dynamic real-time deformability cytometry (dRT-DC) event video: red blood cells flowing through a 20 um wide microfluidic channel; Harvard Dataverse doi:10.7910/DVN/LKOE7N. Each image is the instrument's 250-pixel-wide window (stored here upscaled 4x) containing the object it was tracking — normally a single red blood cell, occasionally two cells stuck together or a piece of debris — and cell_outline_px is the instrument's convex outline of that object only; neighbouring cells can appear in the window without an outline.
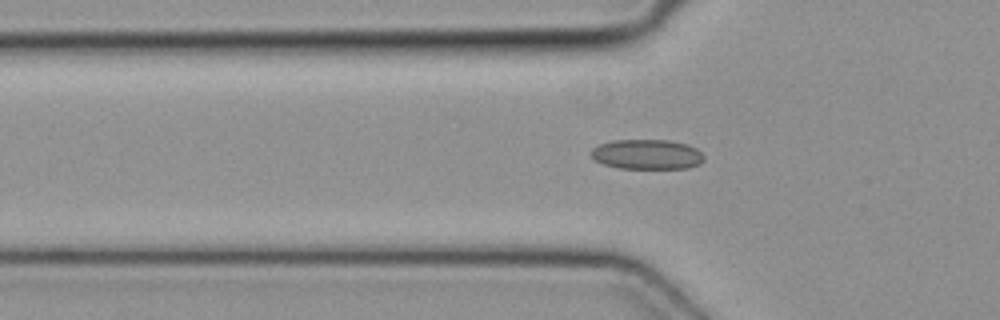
{"species": "common noctule bat (a hibernating species)", "species_latin": "Nyctalus noctula", "temperature_condition": "cold", "stored_images_in_passage": 40, "segment_of_instrument_passage": [1, 2], "camera_frame_rate_fps": 3000, "um_per_image_px": 0.085, "animal": {"sex": "female", "body_mass_g": 19.3, "forearm_length_mm": 54.1}, "frame": {"image": 1, "passage_image": 6, "time_ms": 1.667, "image_size_px": [1000, 320], "cell_outline_px": [[704, 160], [700, 164], [688, 168], [620, 168], [604, 164], [596, 160], [592, 156], [592, 148], [600, 144], [612, 140], [668, 140], [688, 144], [696, 148], [704, 156]], "centroid_in_image_um": [55.03, 13.11], "position_along_channel_um": 70.8, "area_um2": 19.59}}
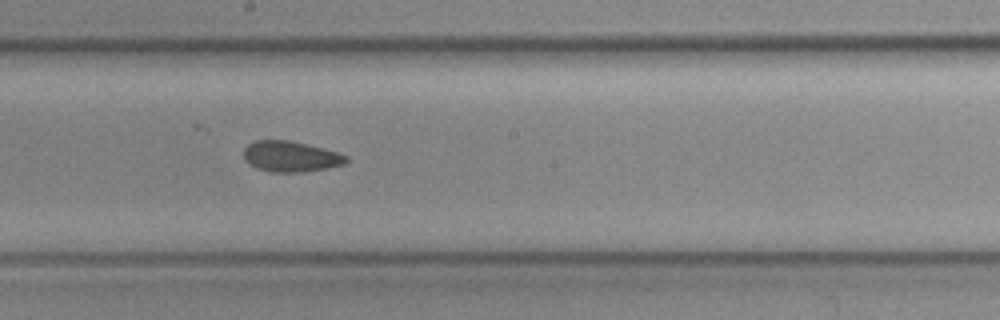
{"frame": {"image": 2, "passage_image": 17, "time_ms": 5.333, "image_size_px": [1000, 320], "cell_outline_px": [[348, 160], [344, 164], [324, 168], [300, 172], [272, 172], [256, 168], [244, 160], [244, 148], [248, 144], [256, 140], [288, 140], [308, 144], [324, 148], [348, 156]], "centroid_in_image_um": [24.68, 13.29], "position_along_channel_um": 223.5, "area_um2": 18.26}}
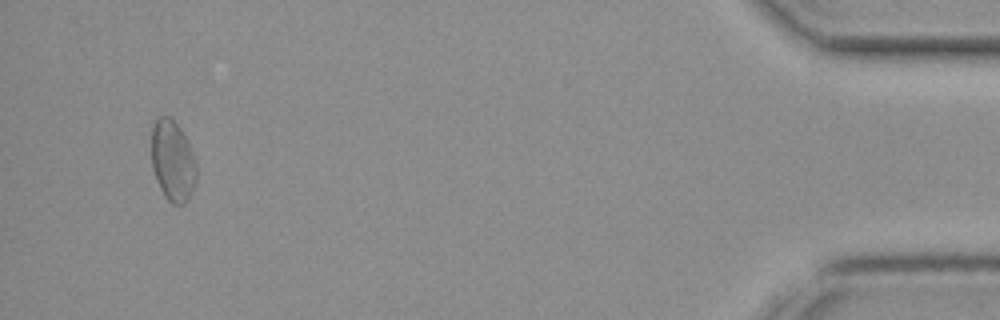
{"frame": {"image": 3, "passage_image": 37, "time_ms": 12.0, "image_size_px": [1000, 320], "cell_outline_px": [[196, 184], [188, 200], [184, 204], [172, 204], [164, 196], [156, 180], [152, 168], [152, 128], [156, 116], [168, 116], [180, 128], [196, 160]], "centroid_in_image_um": [14.67, 13.7], "position_along_channel_um": 420.5, "area_um2": 21.27}}